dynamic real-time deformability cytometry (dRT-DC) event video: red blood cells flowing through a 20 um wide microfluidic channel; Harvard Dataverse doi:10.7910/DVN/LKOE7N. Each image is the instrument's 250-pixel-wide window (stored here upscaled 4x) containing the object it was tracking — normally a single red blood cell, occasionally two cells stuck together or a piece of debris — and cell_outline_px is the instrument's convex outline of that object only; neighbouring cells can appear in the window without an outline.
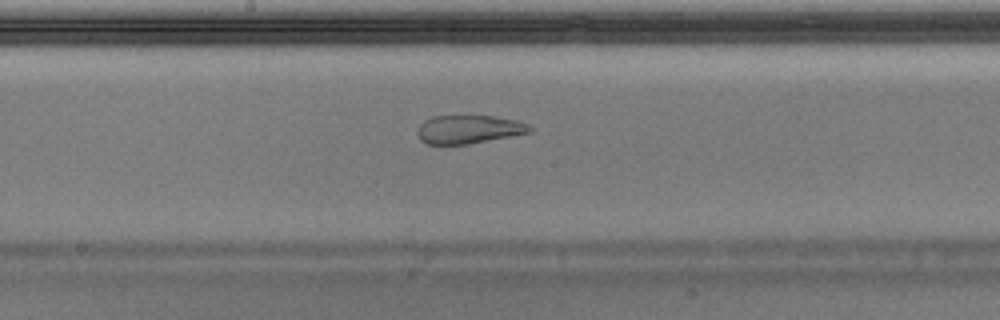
{"species": "Egyptian fruit bat (a non-hibernating species)", "species_latin": "Rousettus aegyptiacus", "temperature_condition": "warm", "stored_images_in_passage": 47, "camera_frame_rate_fps": 3000, "um_per_image_px": 0.085, "animal": {"sex": "male"}, "frame": {"image": 1, "passage_image": 27, "time_ms": 8.667, "image_size_px": [1000, 320], "cell_outline_px": [[532, 132], [468, 144], [424, 144], [420, 140], [416, 132], [420, 124], [424, 120], [432, 116], [492, 116], [516, 120], [528, 124], [532, 128]], "centroid_in_image_um": [39.81, 11.0], "position_along_channel_um": 208.4, "area_um2": 18.61}, "authors_computed_cell_mechanics": {"area_um2": 22.8888, "velocity_mm_per_s": 3.9908, "shape_relaxation_time_tau1_ms": null, "shape_relaxation_time_tau2_ms": 1.3286, "deformation_change_tau1": null, "deformation_change_tau2": 0.0927}}